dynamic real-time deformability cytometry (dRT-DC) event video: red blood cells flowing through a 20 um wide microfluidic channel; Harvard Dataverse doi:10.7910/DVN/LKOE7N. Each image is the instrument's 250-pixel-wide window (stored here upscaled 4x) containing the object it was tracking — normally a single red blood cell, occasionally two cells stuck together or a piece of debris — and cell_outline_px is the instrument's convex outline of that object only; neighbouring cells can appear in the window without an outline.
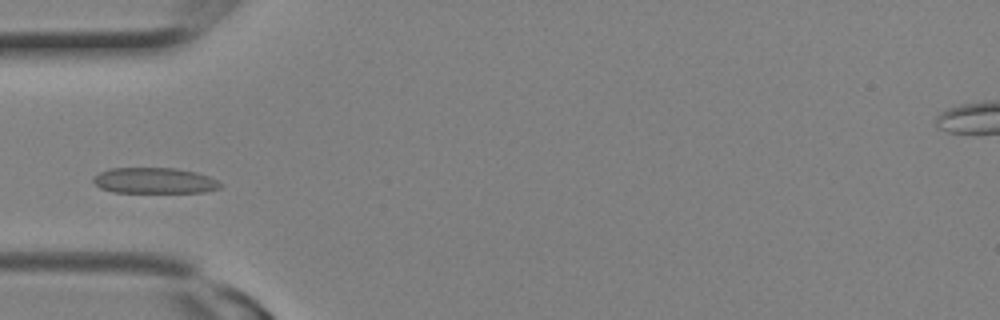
{"species": "Egyptian fruit bat (a non-hibernating species)", "species_latin": "Rousettus aegyptiacus", "temperature_condition": "room temperature", "stored_images_in_passage": 5, "camera_frame_rate_fps": 3000, "um_per_image_px": 0.085, "animal": {"sex": "female"}, "frame": {"image": 1, "passage_image": 4, "time_ms": 1.0, "image_size_px": [1000, 320], "cell_outline_px": [[220, 188], [204, 192], [112, 192], [100, 188], [92, 180], [100, 172], [108, 168], [176, 168], [196, 172], [208, 176], [216, 180], [220, 184]], "centroid_in_image_um": [13.11, 15.35], "position_along_channel_um": 71.9, "area_um2": 18.96}}